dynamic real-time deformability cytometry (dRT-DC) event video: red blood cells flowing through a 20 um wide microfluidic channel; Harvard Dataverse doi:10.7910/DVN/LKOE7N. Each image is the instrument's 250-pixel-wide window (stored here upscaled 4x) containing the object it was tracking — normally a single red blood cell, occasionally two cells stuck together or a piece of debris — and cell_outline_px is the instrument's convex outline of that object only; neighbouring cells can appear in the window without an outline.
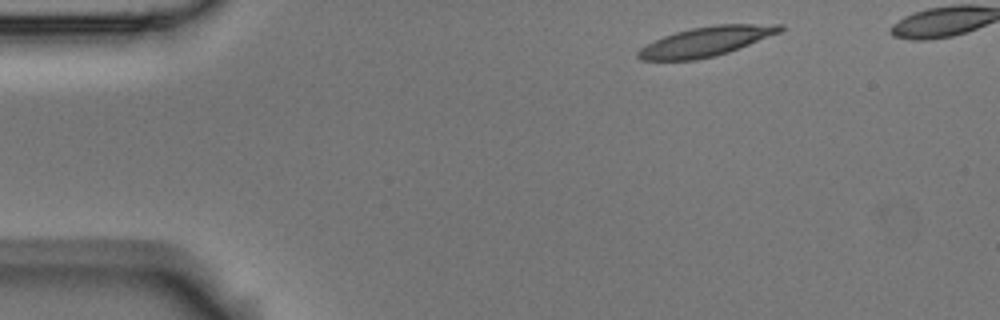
{"species": "Egyptian fruit bat (a non-hibernating species)", "species_latin": "Rousettus aegyptiacus", "temperature_condition": "room temperature", "stored_images_in_passage": 5, "camera_frame_rate_fps": 3000, "um_per_image_px": 0.085, "animal": {"sex": "male"}, "frame": {"image": 1, "passage_image": 1, "time_ms": 0.0, "image_size_px": [1000, 320], "cell_outline_px": [[784, 28], [780, 32], [728, 52], [716, 56], [696, 60], [640, 60], [636, 56], [636, 52], [640, 48], [664, 36], [676, 32], [692, 28], [716, 24], [784, 24]], "centroid_in_image_um": [60.0, 3.53], "position_along_channel_um": 25.0, "area_um2": 24.22}}